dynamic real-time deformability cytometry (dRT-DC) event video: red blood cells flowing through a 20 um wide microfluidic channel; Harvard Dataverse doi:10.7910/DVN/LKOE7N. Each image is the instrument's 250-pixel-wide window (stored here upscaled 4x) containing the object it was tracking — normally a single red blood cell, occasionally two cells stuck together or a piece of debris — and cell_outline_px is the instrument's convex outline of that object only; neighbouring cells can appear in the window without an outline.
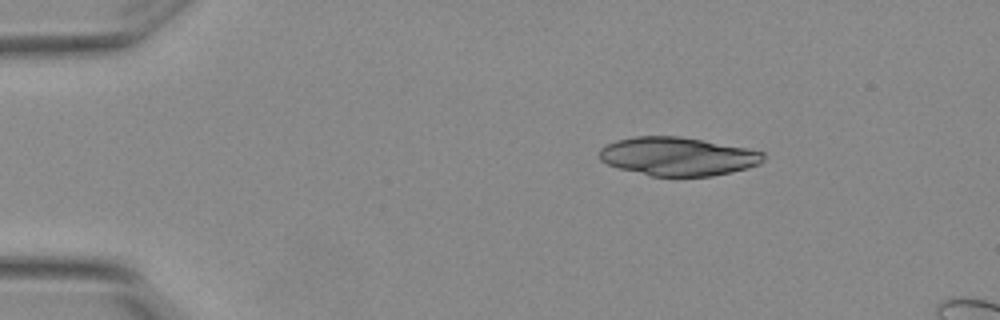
{"species": "Egyptian fruit bat (a non-hibernating species)", "species_latin": "Rousettus aegyptiacus", "temperature_condition": "warm", "stored_images_in_passage": 3, "camera_frame_rate_fps": 3000, "um_per_image_px": 0.085, "animal": {"sex": "female"}, "frame": {"image": 1, "passage_image": 1, "time_ms": 0.0, "image_size_px": [1000, 320], "cell_outline_px": [[764, 160], [760, 164], [748, 168], [732, 172], [712, 176], [652, 176], [620, 168], [608, 164], [600, 160], [600, 148], [616, 140], [636, 136], [680, 136], [704, 140], [748, 148], [764, 152]], "centroid_in_image_um": [57.65, 13.29], "position_along_channel_um": 27.3, "area_um2": 36.82}}